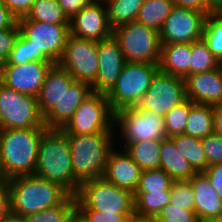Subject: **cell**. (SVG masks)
<instances>
[{"instance_id": "obj_55", "label": "cell", "mask_w": 222, "mask_h": 222, "mask_svg": "<svg viewBox=\"0 0 222 222\" xmlns=\"http://www.w3.org/2000/svg\"><path fill=\"white\" fill-rule=\"evenodd\" d=\"M210 222H222V210Z\"/></svg>"}, {"instance_id": "obj_18", "label": "cell", "mask_w": 222, "mask_h": 222, "mask_svg": "<svg viewBox=\"0 0 222 222\" xmlns=\"http://www.w3.org/2000/svg\"><path fill=\"white\" fill-rule=\"evenodd\" d=\"M142 170L137 163L118 146L109 153L103 178L134 194L137 189Z\"/></svg>"}, {"instance_id": "obj_46", "label": "cell", "mask_w": 222, "mask_h": 222, "mask_svg": "<svg viewBox=\"0 0 222 222\" xmlns=\"http://www.w3.org/2000/svg\"><path fill=\"white\" fill-rule=\"evenodd\" d=\"M11 211L9 181H0V222Z\"/></svg>"}, {"instance_id": "obj_8", "label": "cell", "mask_w": 222, "mask_h": 222, "mask_svg": "<svg viewBox=\"0 0 222 222\" xmlns=\"http://www.w3.org/2000/svg\"><path fill=\"white\" fill-rule=\"evenodd\" d=\"M18 26L20 33L34 48V61L59 62L70 35L69 25L18 20Z\"/></svg>"}, {"instance_id": "obj_54", "label": "cell", "mask_w": 222, "mask_h": 222, "mask_svg": "<svg viewBox=\"0 0 222 222\" xmlns=\"http://www.w3.org/2000/svg\"><path fill=\"white\" fill-rule=\"evenodd\" d=\"M0 181H9V179L6 178L3 172L2 165H1V158H0Z\"/></svg>"}, {"instance_id": "obj_22", "label": "cell", "mask_w": 222, "mask_h": 222, "mask_svg": "<svg viewBox=\"0 0 222 222\" xmlns=\"http://www.w3.org/2000/svg\"><path fill=\"white\" fill-rule=\"evenodd\" d=\"M189 181L193 187L194 211L199 222H210L222 210V199L203 172L194 174Z\"/></svg>"}, {"instance_id": "obj_49", "label": "cell", "mask_w": 222, "mask_h": 222, "mask_svg": "<svg viewBox=\"0 0 222 222\" xmlns=\"http://www.w3.org/2000/svg\"><path fill=\"white\" fill-rule=\"evenodd\" d=\"M213 133L222 136V103L213 106Z\"/></svg>"}, {"instance_id": "obj_47", "label": "cell", "mask_w": 222, "mask_h": 222, "mask_svg": "<svg viewBox=\"0 0 222 222\" xmlns=\"http://www.w3.org/2000/svg\"><path fill=\"white\" fill-rule=\"evenodd\" d=\"M174 6L199 11L206 16L212 11L208 8L206 0H172Z\"/></svg>"}, {"instance_id": "obj_6", "label": "cell", "mask_w": 222, "mask_h": 222, "mask_svg": "<svg viewBox=\"0 0 222 222\" xmlns=\"http://www.w3.org/2000/svg\"><path fill=\"white\" fill-rule=\"evenodd\" d=\"M158 71V64L126 62L116 84L106 94L113 112L137 107Z\"/></svg>"}, {"instance_id": "obj_12", "label": "cell", "mask_w": 222, "mask_h": 222, "mask_svg": "<svg viewBox=\"0 0 222 222\" xmlns=\"http://www.w3.org/2000/svg\"><path fill=\"white\" fill-rule=\"evenodd\" d=\"M58 64L76 81L91 85L98 72V42L69 35Z\"/></svg>"}, {"instance_id": "obj_28", "label": "cell", "mask_w": 222, "mask_h": 222, "mask_svg": "<svg viewBox=\"0 0 222 222\" xmlns=\"http://www.w3.org/2000/svg\"><path fill=\"white\" fill-rule=\"evenodd\" d=\"M173 7L172 0H144L136 21L159 32Z\"/></svg>"}, {"instance_id": "obj_41", "label": "cell", "mask_w": 222, "mask_h": 222, "mask_svg": "<svg viewBox=\"0 0 222 222\" xmlns=\"http://www.w3.org/2000/svg\"><path fill=\"white\" fill-rule=\"evenodd\" d=\"M207 165L222 163V136L211 134L202 139Z\"/></svg>"}, {"instance_id": "obj_3", "label": "cell", "mask_w": 222, "mask_h": 222, "mask_svg": "<svg viewBox=\"0 0 222 222\" xmlns=\"http://www.w3.org/2000/svg\"><path fill=\"white\" fill-rule=\"evenodd\" d=\"M11 211L23 216L50 209L63 203L71 194L58 183L36 175L9 179Z\"/></svg>"}, {"instance_id": "obj_5", "label": "cell", "mask_w": 222, "mask_h": 222, "mask_svg": "<svg viewBox=\"0 0 222 222\" xmlns=\"http://www.w3.org/2000/svg\"><path fill=\"white\" fill-rule=\"evenodd\" d=\"M75 196L77 210L135 214L134 194L103 177L82 182Z\"/></svg>"}, {"instance_id": "obj_11", "label": "cell", "mask_w": 222, "mask_h": 222, "mask_svg": "<svg viewBox=\"0 0 222 222\" xmlns=\"http://www.w3.org/2000/svg\"><path fill=\"white\" fill-rule=\"evenodd\" d=\"M45 127L37 97L17 92L0 82V129Z\"/></svg>"}, {"instance_id": "obj_25", "label": "cell", "mask_w": 222, "mask_h": 222, "mask_svg": "<svg viewBox=\"0 0 222 222\" xmlns=\"http://www.w3.org/2000/svg\"><path fill=\"white\" fill-rule=\"evenodd\" d=\"M116 145L123 148L142 171L159 169L161 140H143L140 142H118L116 140Z\"/></svg>"}, {"instance_id": "obj_9", "label": "cell", "mask_w": 222, "mask_h": 222, "mask_svg": "<svg viewBox=\"0 0 222 222\" xmlns=\"http://www.w3.org/2000/svg\"><path fill=\"white\" fill-rule=\"evenodd\" d=\"M115 139L119 142L166 139L164 117L150 110L137 107L122 109L115 113ZM122 140V141H120Z\"/></svg>"}, {"instance_id": "obj_31", "label": "cell", "mask_w": 222, "mask_h": 222, "mask_svg": "<svg viewBox=\"0 0 222 222\" xmlns=\"http://www.w3.org/2000/svg\"><path fill=\"white\" fill-rule=\"evenodd\" d=\"M19 20H36L55 25H69V19L57 0H35L27 16Z\"/></svg>"}, {"instance_id": "obj_52", "label": "cell", "mask_w": 222, "mask_h": 222, "mask_svg": "<svg viewBox=\"0 0 222 222\" xmlns=\"http://www.w3.org/2000/svg\"><path fill=\"white\" fill-rule=\"evenodd\" d=\"M208 8L213 12L216 10L221 4L222 0H206Z\"/></svg>"}, {"instance_id": "obj_26", "label": "cell", "mask_w": 222, "mask_h": 222, "mask_svg": "<svg viewBox=\"0 0 222 222\" xmlns=\"http://www.w3.org/2000/svg\"><path fill=\"white\" fill-rule=\"evenodd\" d=\"M170 197V190L134 192L135 217L154 220L162 208L170 203Z\"/></svg>"}, {"instance_id": "obj_48", "label": "cell", "mask_w": 222, "mask_h": 222, "mask_svg": "<svg viewBox=\"0 0 222 222\" xmlns=\"http://www.w3.org/2000/svg\"><path fill=\"white\" fill-rule=\"evenodd\" d=\"M18 20L0 0V30L11 28Z\"/></svg>"}, {"instance_id": "obj_15", "label": "cell", "mask_w": 222, "mask_h": 222, "mask_svg": "<svg viewBox=\"0 0 222 222\" xmlns=\"http://www.w3.org/2000/svg\"><path fill=\"white\" fill-rule=\"evenodd\" d=\"M70 35L99 42L113 35L104 0H92L69 20Z\"/></svg>"}, {"instance_id": "obj_36", "label": "cell", "mask_w": 222, "mask_h": 222, "mask_svg": "<svg viewBox=\"0 0 222 222\" xmlns=\"http://www.w3.org/2000/svg\"><path fill=\"white\" fill-rule=\"evenodd\" d=\"M76 208V196L70 195L56 207L42 210L28 216L30 222H65Z\"/></svg>"}, {"instance_id": "obj_16", "label": "cell", "mask_w": 222, "mask_h": 222, "mask_svg": "<svg viewBox=\"0 0 222 222\" xmlns=\"http://www.w3.org/2000/svg\"><path fill=\"white\" fill-rule=\"evenodd\" d=\"M52 61H31L7 64L0 74V82L17 92L38 97Z\"/></svg>"}, {"instance_id": "obj_10", "label": "cell", "mask_w": 222, "mask_h": 222, "mask_svg": "<svg viewBox=\"0 0 222 222\" xmlns=\"http://www.w3.org/2000/svg\"><path fill=\"white\" fill-rule=\"evenodd\" d=\"M115 113L105 93L91 92L62 129L66 134L82 135L115 132Z\"/></svg>"}, {"instance_id": "obj_30", "label": "cell", "mask_w": 222, "mask_h": 222, "mask_svg": "<svg viewBox=\"0 0 222 222\" xmlns=\"http://www.w3.org/2000/svg\"><path fill=\"white\" fill-rule=\"evenodd\" d=\"M108 11V22L114 30L118 26L136 21L144 0H104Z\"/></svg>"}, {"instance_id": "obj_37", "label": "cell", "mask_w": 222, "mask_h": 222, "mask_svg": "<svg viewBox=\"0 0 222 222\" xmlns=\"http://www.w3.org/2000/svg\"><path fill=\"white\" fill-rule=\"evenodd\" d=\"M170 204L194 211V192L189 180H173Z\"/></svg>"}, {"instance_id": "obj_29", "label": "cell", "mask_w": 222, "mask_h": 222, "mask_svg": "<svg viewBox=\"0 0 222 222\" xmlns=\"http://www.w3.org/2000/svg\"><path fill=\"white\" fill-rule=\"evenodd\" d=\"M181 155L191 164L193 169L199 173L208 167L203 150L202 139L185 134L170 138Z\"/></svg>"}, {"instance_id": "obj_42", "label": "cell", "mask_w": 222, "mask_h": 222, "mask_svg": "<svg viewBox=\"0 0 222 222\" xmlns=\"http://www.w3.org/2000/svg\"><path fill=\"white\" fill-rule=\"evenodd\" d=\"M87 222H124L135 214L103 213L95 210H78Z\"/></svg>"}, {"instance_id": "obj_4", "label": "cell", "mask_w": 222, "mask_h": 222, "mask_svg": "<svg viewBox=\"0 0 222 222\" xmlns=\"http://www.w3.org/2000/svg\"><path fill=\"white\" fill-rule=\"evenodd\" d=\"M72 154L75 179L84 181L102 178L110 151L116 146L114 132L67 134Z\"/></svg>"}, {"instance_id": "obj_27", "label": "cell", "mask_w": 222, "mask_h": 222, "mask_svg": "<svg viewBox=\"0 0 222 222\" xmlns=\"http://www.w3.org/2000/svg\"><path fill=\"white\" fill-rule=\"evenodd\" d=\"M184 134L200 139L213 134V106L194 103L188 114Z\"/></svg>"}, {"instance_id": "obj_53", "label": "cell", "mask_w": 222, "mask_h": 222, "mask_svg": "<svg viewBox=\"0 0 222 222\" xmlns=\"http://www.w3.org/2000/svg\"><path fill=\"white\" fill-rule=\"evenodd\" d=\"M128 222H154V220L153 219L133 217V218H129Z\"/></svg>"}, {"instance_id": "obj_19", "label": "cell", "mask_w": 222, "mask_h": 222, "mask_svg": "<svg viewBox=\"0 0 222 222\" xmlns=\"http://www.w3.org/2000/svg\"><path fill=\"white\" fill-rule=\"evenodd\" d=\"M186 98L193 103L216 105L222 103V67L192 74L185 79Z\"/></svg>"}, {"instance_id": "obj_33", "label": "cell", "mask_w": 222, "mask_h": 222, "mask_svg": "<svg viewBox=\"0 0 222 222\" xmlns=\"http://www.w3.org/2000/svg\"><path fill=\"white\" fill-rule=\"evenodd\" d=\"M193 104L191 100L186 99L181 104L173 107L164 116V128L167 138L185 133L188 114Z\"/></svg>"}, {"instance_id": "obj_51", "label": "cell", "mask_w": 222, "mask_h": 222, "mask_svg": "<svg viewBox=\"0 0 222 222\" xmlns=\"http://www.w3.org/2000/svg\"><path fill=\"white\" fill-rule=\"evenodd\" d=\"M65 222H87L84 216L75 208Z\"/></svg>"}, {"instance_id": "obj_44", "label": "cell", "mask_w": 222, "mask_h": 222, "mask_svg": "<svg viewBox=\"0 0 222 222\" xmlns=\"http://www.w3.org/2000/svg\"><path fill=\"white\" fill-rule=\"evenodd\" d=\"M203 173L208 177L217 195L222 199V163L208 166Z\"/></svg>"}, {"instance_id": "obj_32", "label": "cell", "mask_w": 222, "mask_h": 222, "mask_svg": "<svg viewBox=\"0 0 222 222\" xmlns=\"http://www.w3.org/2000/svg\"><path fill=\"white\" fill-rule=\"evenodd\" d=\"M221 63L208 49L203 39L191 43L189 76L218 68Z\"/></svg>"}, {"instance_id": "obj_24", "label": "cell", "mask_w": 222, "mask_h": 222, "mask_svg": "<svg viewBox=\"0 0 222 222\" xmlns=\"http://www.w3.org/2000/svg\"><path fill=\"white\" fill-rule=\"evenodd\" d=\"M159 169L166 172L173 180H189L197 173L170 138L161 140Z\"/></svg>"}, {"instance_id": "obj_45", "label": "cell", "mask_w": 222, "mask_h": 222, "mask_svg": "<svg viewBox=\"0 0 222 222\" xmlns=\"http://www.w3.org/2000/svg\"><path fill=\"white\" fill-rule=\"evenodd\" d=\"M91 1L92 0H57L69 20Z\"/></svg>"}, {"instance_id": "obj_35", "label": "cell", "mask_w": 222, "mask_h": 222, "mask_svg": "<svg viewBox=\"0 0 222 222\" xmlns=\"http://www.w3.org/2000/svg\"><path fill=\"white\" fill-rule=\"evenodd\" d=\"M173 179L161 169L143 170L135 192L171 190Z\"/></svg>"}, {"instance_id": "obj_7", "label": "cell", "mask_w": 222, "mask_h": 222, "mask_svg": "<svg viewBox=\"0 0 222 222\" xmlns=\"http://www.w3.org/2000/svg\"><path fill=\"white\" fill-rule=\"evenodd\" d=\"M125 61L158 64L161 54L160 34L155 29L133 21L113 30Z\"/></svg>"}, {"instance_id": "obj_14", "label": "cell", "mask_w": 222, "mask_h": 222, "mask_svg": "<svg viewBox=\"0 0 222 222\" xmlns=\"http://www.w3.org/2000/svg\"><path fill=\"white\" fill-rule=\"evenodd\" d=\"M206 15L199 11L174 6L160 34L161 44L192 43L202 39Z\"/></svg>"}, {"instance_id": "obj_20", "label": "cell", "mask_w": 222, "mask_h": 222, "mask_svg": "<svg viewBox=\"0 0 222 222\" xmlns=\"http://www.w3.org/2000/svg\"><path fill=\"white\" fill-rule=\"evenodd\" d=\"M92 92L91 85L74 80L65 91L61 101L44 117L47 129H63L71 120L75 110Z\"/></svg>"}, {"instance_id": "obj_39", "label": "cell", "mask_w": 222, "mask_h": 222, "mask_svg": "<svg viewBox=\"0 0 222 222\" xmlns=\"http://www.w3.org/2000/svg\"><path fill=\"white\" fill-rule=\"evenodd\" d=\"M34 61V48L29 41L20 33L13 49L10 51L7 64H24Z\"/></svg>"}, {"instance_id": "obj_56", "label": "cell", "mask_w": 222, "mask_h": 222, "mask_svg": "<svg viewBox=\"0 0 222 222\" xmlns=\"http://www.w3.org/2000/svg\"><path fill=\"white\" fill-rule=\"evenodd\" d=\"M219 18L222 19V4L216 9L213 11Z\"/></svg>"}, {"instance_id": "obj_43", "label": "cell", "mask_w": 222, "mask_h": 222, "mask_svg": "<svg viewBox=\"0 0 222 222\" xmlns=\"http://www.w3.org/2000/svg\"><path fill=\"white\" fill-rule=\"evenodd\" d=\"M12 15L17 19L27 16L35 0H2Z\"/></svg>"}, {"instance_id": "obj_40", "label": "cell", "mask_w": 222, "mask_h": 222, "mask_svg": "<svg viewBox=\"0 0 222 222\" xmlns=\"http://www.w3.org/2000/svg\"><path fill=\"white\" fill-rule=\"evenodd\" d=\"M20 34L18 21L8 29L0 30V74L7 65V59Z\"/></svg>"}, {"instance_id": "obj_50", "label": "cell", "mask_w": 222, "mask_h": 222, "mask_svg": "<svg viewBox=\"0 0 222 222\" xmlns=\"http://www.w3.org/2000/svg\"><path fill=\"white\" fill-rule=\"evenodd\" d=\"M1 222H30L27 216L10 211Z\"/></svg>"}, {"instance_id": "obj_34", "label": "cell", "mask_w": 222, "mask_h": 222, "mask_svg": "<svg viewBox=\"0 0 222 222\" xmlns=\"http://www.w3.org/2000/svg\"><path fill=\"white\" fill-rule=\"evenodd\" d=\"M202 39L216 59L222 63V19L214 12L206 16Z\"/></svg>"}, {"instance_id": "obj_13", "label": "cell", "mask_w": 222, "mask_h": 222, "mask_svg": "<svg viewBox=\"0 0 222 222\" xmlns=\"http://www.w3.org/2000/svg\"><path fill=\"white\" fill-rule=\"evenodd\" d=\"M186 99L185 80L158 71L138 107L141 110L155 111L164 117Z\"/></svg>"}, {"instance_id": "obj_38", "label": "cell", "mask_w": 222, "mask_h": 222, "mask_svg": "<svg viewBox=\"0 0 222 222\" xmlns=\"http://www.w3.org/2000/svg\"><path fill=\"white\" fill-rule=\"evenodd\" d=\"M154 222H199L195 211L167 204L154 219Z\"/></svg>"}, {"instance_id": "obj_2", "label": "cell", "mask_w": 222, "mask_h": 222, "mask_svg": "<svg viewBox=\"0 0 222 222\" xmlns=\"http://www.w3.org/2000/svg\"><path fill=\"white\" fill-rule=\"evenodd\" d=\"M46 127L0 129V158L7 179L34 175L38 150Z\"/></svg>"}, {"instance_id": "obj_17", "label": "cell", "mask_w": 222, "mask_h": 222, "mask_svg": "<svg viewBox=\"0 0 222 222\" xmlns=\"http://www.w3.org/2000/svg\"><path fill=\"white\" fill-rule=\"evenodd\" d=\"M126 61L118 40L111 37L98 42V72L91 84L93 92L107 94L121 74Z\"/></svg>"}, {"instance_id": "obj_1", "label": "cell", "mask_w": 222, "mask_h": 222, "mask_svg": "<svg viewBox=\"0 0 222 222\" xmlns=\"http://www.w3.org/2000/svg\"><path fill=\"white\" fill-rule=\"evenodd\" d=\"M34 175L58 183L76 195L80 183L75 179L67 134L61 129H47L40 141Z\"/></svg>"}, {"instance_id": "obj_23", "label": "cell", "mask_w": 222, "mask_h": 222, "mask_svg": "<svg viewBox=\"0 0 222 222\" xmlns=\"http://www.w3.org/2000/svg\"><path fill=\"white\" fill-rule=\"evenodd\" d=\"M191 43L161 45L159 71L185 79L189 76Z\"/></svg>"}, {"instance_id": "obj_21", "label": "cell", "mask_w": 222, "mask_h": 222, "mask_svg": "<svg viewBox=\"0 0 222 222\" xmlns=\"http://www.w3.org/2000/svg\"><path fill=\"white\" fill-rule=\"evenodd\" d=\"M74 80V77L58 63H54L50 67L37 97L39 110L43 117L61 101L65 91Z\"/></svg>"}]
</instances>
